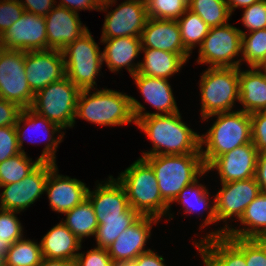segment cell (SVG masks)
<instances>
[{"mask_svg":"<svg viewBox=\"0 0 266 266\" xmlns=\"http://www.w3.org/2000/svg\"><path fill=\"white\" fill-rule=\"evenodd\" d=\"M141 215L132 209L124 219H104L102 220L96 230L95 239L96 247L107 249L116 241L118 236L128 227L132 226Z\"/></svg>","mask_w":266,"mask_h":266,"instance_id":"35","label":"cell"},{"mask_svg":"<svg viewBox=\"0 0 266 266\" xmlns=\"http://www.w3.org/2000/svg\"><path fill=\"white\" fill-rule=\"evenodd\" d=\"M258 151L252 142L238 146L232 151L218 156L206 171L217 172L220 183L247 180L255 177Z\"/></svg>","mask_w":266,"mask_h":266,"instance_id":"20","label":"cell"},{"mask_svg":"<svg viewBox=\"0 0 266 266\" xmlns=\"http://www.w3.org/2000/svg\"><path fill=\"white\" fill-rule=\"evenodd\" d=\"M15 130L17 134L18 147L23 153H27L24 150L25 148H23V144L24 141L28 139V137H31L29 131L33 133H31L32 135H36V132H38V134L41 132V135L46 134V146L43 148L41 155L38 158L42 162H53L56 164V151H58V146L61 142H63V137L66 133L62 131L63 129H61L57 124L47 120L45 117L38 115L30 108H26L21 110L15 124ZM36 136L39 137L38 135ZM35 139L37 138L35 137ZM43 139L44 138H42L41 142H45V140ZM35 141L36 140H34V137H31V140H28L27 142L37 144L38 141Z\"/></svg>","mask_w":266,"mask_h":266,"instance_id":"13","label":"cell"},{"mask_svg":"<svg viewBox=\"0 0 266 266\" xmlns=\"http://www.w3.org/2000/svg\"><path fill=\"white\" fill-rule=\"evenodd\" d=\"M161 220L152 216H141L132 226L123 231L116 241L107 248L116 266L130 265L140 254L150 251L145 249L151 239L152 226Z\"/></svg>","mask_w":266,"mask_h":266,"instance_id":"17","label":"cell"},{"mask_svg":"<svg viewBox=\"0 0 266 266\" xmlns=\"http://www.w3.org/2000/svg\"><path fill=\"white\" fill-rule=\"evenodd\" d=\"M41 162L38 157L35 161H32V158L23 152L0 162V186L18 183L29 175Z\"/></svg>","mask_w":266,"mask_h":266,"instance_id":"34","label":"cell"},{"mask_svg":"<svg viewBox=\"0 0 266 266\" xmlns=\"http://www.w3.org/2000/svg\"><path fill=\"white\" fill-rule=\"evenodd\" d=\"M37 266H75V261L42 258Z\"/></svg>","mask_w":266,"mask_h":266,"instance_id":"52","label":"cell"},{"mask_svg":"<svg viewBox=\"0 0 266 266\" xmlns=\"http://www.w3.org/2000/svg\"><path fill=\"white\" fill-rule=\"evenodd\" d=\"M242 24L247 31L266 28V0H259L251 6L243 8Z\"/></svg>","mask_w":266,"mask_h":266,"instance_id":"41","label":"cell"},{"mask_svg":"<svg viewBox=\"0 0 266 266\" xmlns=\"http://www.w3.org/2000/svg\"><path fill=\"white\" fill-rule=\"evenodd\" d=\"M0 47L25 52L47 50L45 17L24 12L20 19L0 36Z\"/></svg>","mask_w":266,"mask_h":266,"instance_id":"16","label":"cell"},{"mask_svg":"<svg viewBox=\"0 0 266 266\" xmlns=\"http://www.w3.org/2000/svg\"><path fill=\"white\" fill-rule=\"evenodd\" d=\"M79 13L56 5L46 16L47 49L63 50L89 29Z\"/></svg>","mask_w":266,"mask_h":266,"instance_id":"22","label":"cell"},{"mask_svg":"<svg viewBox=\"0 0 266 266\" xmlns=\"http://www.w3.org/2000/svg\"><path fill=\"white\" fill-rule=\"evenodd\" d=\"M117 0H103L99 11L107 12L102 27L101 39L140 37L148 20L145 0H124L108 11Z\"/></svg>","mask_w":266,"mask_h":266,"instance_id":"11","label":"cell"},{"mask_svg":"<svg viewBox=\"0 0 266 266\" xmlns=\"http://www.w3.org/2000/svg\"><path fill=\"white\" fill-rule=\"evenodd\" d=\"M80 91L65 76L36 92L30 109L63 130L71 129L76 124V106Z\"/></svg>","mask_w":266,"mask_h":266,"instance_id":"7","label":"cell"},{"mask_svg":"<svg viewBox=\"0 0 266 266\" xmlns=\"http://www.w3.org/2000/svg\"><path fill=\"white\" fill-rule=\"evenodd\" d=\"M140 38L142 48L159 49L177 54H190L184 48L176 20L148 18Z\"/></svg>","mask_w":266,"mask_h":266,"instance_id":"24","label":"cell"},{"mask_svg":"<svg viewBox=\"0 0 266 266\" xmlns=\"http://www.w3.org/2000/svg\"><path fill=\"white\" fill-rule=\"evenodd\" d=\"M184 48L192 54L200 47L210 27L194 12L187 9L177 20Z\"/></svg>","mask_w":266,"mask_h":266,"instance_id":"32","label":"cell"},{"mask_svg":"<svg viewBox=\"0 0 266 266\" xmlns=\"http://www.w3.org/2000/svg\"><path fill=\"white\" fill-rule=\"evenodd\" d=\"M82 252L78 253L75 266H116L107 249L95 246L93 249Z\"/></svg>","mask_w":266,"mask_h":266,"instance_id":"42","label":"cell"},{"mask_svg":"<svg viewBox=\"0 0 266 266\" xmlns=\"http://www.w3.org/2000/svg\"><path fill=\"white\" fill-rule=\"evenodd\" d=\"M117 180L126 190L129 206L141 216H152L162 220L169 211V205L162 199L153 168L139 157Z\"/></svg>","mask_w":266,"mask_h":266,"instance_id":"5","label":"cell"},{"mask_svg":"<svg viewBox=\"0 0 266 266\" xmlns=\"http://www.w3.org/2000/svg\"><path fill=\"white\" fill-rule=\"evenodd\" d=\"M165 259L162 255H159L153 250L140 254L130 265L128 266H167Z\"/></svg>","mask_w":266,"mask_h":266,"instance_id":"49","label":"cell"},{"mask_svg":"<svg viewBox=\"0 0 266 266\" xmlns=\"http://www.w3.org/2000/svg\"><path fill=\"white\" fill-rule=\"evenodd\" d=\"M0 266H6V259L3 256H0Z\"/></svg>","mask_w":266,"mask_h":266,"instance_id":"54","label":"cell"},{"mask_svg":"<svg viewBox=\"0 0 266 266\" xmlns=\"http://www.w3.org/2000/svg\"><path fill=\"white\" fill-rule=\"evenodd\" d=\"M97 182L94 190L89 187L87 198L92 203L98 223L104 219H124L132 208L123 185L112 175Z\"/></svg>","mask_w":266,"mask_h":266,"instance_id":"19","label":"cell"},{"mask_svg":"<svg viewBox=\"0 0 266 266\" xmlns=\"http://www.w3.org/2000/svg\"><path fill=\"white\" fill-rule=\"evenodd\" d=\"M255 179L260 186L261 192L266 193V152H259Z\"/></svg>","mask_w":266,"mask_h":266,"instance_id":"50","label":"cell"},{"mask_svg":"<svg viewBox=\"0 0 266 266\" xmlns=\"http://www.w3.org/2000/svg\"><path fill=\"white\" fill-rule=\"evenodd\" d=\"M239 103L248 114L266 111V80L257 67L239 68Z\"/></svg>","mask_w":266,"mask_h":266,"instance_id":"29","label":"cell"},{"mask_svg":"<svg viewBox=\"0 0 266 266\" xmlns=\"http://www.w3.org/2000/svg\"><path fill=\"white\" fill-rule=\"evenodd\" d=\"M62 51L66 76L80 90L95 89L103 65L102 51L90 30ZM95 86V87H94Z\"/></svg>","mask_w":266,"mask_h":266,"instance_id":"8","label":"cell"},{"mask_svg":"<svg viewBox=\"0 0 266 266\" xmlns=\"http://www.w3.org/2000/svg\"><path fill=\"white\" fill-rule=\"evenodd\" d=\"M220 185L222 186L221 189L212 197L215 204L216 223L221 221L225 223L221 228L218 227L214 231L209 230V233H205V236H202L203 238L200 237V239L194 240V244L201 239L225 236L232 227L229 223L234 218L238 222L246 207L261 193L255 177L247 180L221 183ZM230 220L231 222H229Z\"/></svg>","mask_w":266,"mask_h":266,"instance_id":"9","label":"cell"},{"mask_svg":"<svg viewBox=\"0 0 266 266\" xmlns=\"http://www.w3.org/2000/svg\"><path fill=\"white\" fill-rule=\"evenodd\" d=\"M25 74L34 94L47 85L63 79L66 71L62 51L56 49L26 51Z\"/></svg>","mask_w":266,"mask_h":266,"instance_id":"18","label":"cell"},{"mask_svg":"<svg viewBox=\"0 0 266 266\" xmlns=\"http://www.w3.org/2000/svg\"><path fill=\"white\" fill-rule=\"evenodd\" d=\"M199 82L202 119L235 111L239 102V68L208 67L201 73Z\"/></svg>","mask_w":266,"mask_h":266,"instance_id":"6","label":"cell"},{"mask_svg":"<svg viewBox=\"0 0 266 266\" xmlns=\"http://www.w3.org/2000/svg\"><path fill=\"white\" fill-rule=\"evenodd\" d=\"M153 168L162 199L169 205L167 221L174 218L171 204L177 195L205 171L201 153L143 157Z\"/></svg>","mask_w":266,"mask_h":266,"instance_id":"3","label":"cell"},{"mask_svg":"<svg viewBox=\"0 0 266 266\" xmlns=\"http://www.w3.org/2000/svg\"><path fill=\"white\" fill-rule=\"evenodd\" d=\"M206 173L208 174V172L205 171L195 182L186 186L172 202H177L178 204L182 205L185 215L197 213L202 217L204 211H207L206 217L201 221L202 223L201 226H199V230H202V228H205L206 226H210V224L214 225L216 223L214 199H212L213 201L210 200V196L212 195L209 193V189L206 188L207 186H205V184L203 185L199 183V179L203 178L202 176H204Z\"/></svg>","mask_w":266,"mask_h":266,"instance_id":"28","label":"cell"},{"mask_svg":"<svg viewBox=\"0 0 266 266\" xmlns=\"http://www.w3.org/2000/svg\"><path fill=\"white\" fill-rule=\"evenodd\" d=\"M213 117L216 120L211 127L200 135V151L206 168L218 156L252 142L251 118L247 112L237 109L213 114L202 120L207 122Z\"/></svg>","mask_w":266,"mask_h":266,"instance_id":"2","label":"cell"},{"mask_svg":"<svg viewBox=\"0 0 266 266\" xmlns=\"http://www.w3.org/2000/svg\"><path fill=\"white\" fill-rule=\"evenodd\" d=\"M259 0H226L229 11L231 14L236 10V8H245L251 6Z\"/></svg>","mask_w":266,"mask_h":266,"instance_id":"51","label":"cell"},{"mask_svg":"<svg viewBox=\"0 0 266 266\" xmlns=\"http://www.w3.org/2000/svg\"><path fill=\"white\" fill-rule=\"evenodd\" d=\"M58 173V166L55 164L47 178L45 194L52 211L64 214L87 198L89 187L81 180Z\"/></svg>","mask_w":266,"mask_h":266,"instance_id":"21","label":"cell"},{"mask_svg":"<svg viewBox=\"0 0 266 266\" xmlns=\"http://www.w3.org/2000/svg\"><path fill=\"white\" fill-rule=\"evenodd\" d=\"M43 258L75 261L82 242L60 221L40 240Z\"/></svg>","mask_w":266,"mask_h":266,"instance_id":"26","label":"cell"},{"mask_svg":"<svg viewBox=\"0 0 266 266\" xmlns=\"http://www.w3.org/2000/svg\"><path fill=\"white\" fill-rule=\"evenodd\" d=\"M53 162H41L29 175L18 183L1 185L0 209L22 212L27 210L42 194Z\"/></svg>","mask_w":266,"mask_h":266,"instance_id":"14","label":"cell"},{"mask_svg":"<svg viewBox=\"0 0 266 266\" xmlns=\"http://www.w3.org/2000/svg\"><path fill=\"white\" fill-rule=\"evenodd\" d=\"M257 68L260 70L266 80V62L259 64Z\"/></svg>","mask_w":266,"mask_h":266,"instance_id":"53","label":"cell"},{"mask_svg":"<svg viewBox=\"0 0 266 266\" xmlns=\"http://www.w3.org/2000/svg\"><path fill=\"white\" fill-rule=\"evenodd\" d=\"M131 77L140 90L145 103L147 102L157 110L155 112L146 111V107L131 96V106L135 120L150 115H170L180 112L169 79L148 77L140 73H136Z\"/></svg>","mask_w":266,"mask_h":266,"instance_id":"15","label":"cell"},{"mask_svg":"<svg viewBox=\"0 0 266 266\" xmlns=\"http://www.w3.org/2000/svg\"><path fill=\"white\" fill-rule=\"evenodd\" d=\"M149 18L177 20L188 9V0H145Z\"/></svg>","mask_w":266,"mask_h":266,"instance_id":"39","label":"cell"},{"mask_svg":"<svg viewBox=\"0 0 266 266\" xmlns=\"http://www.w3.org/2000/svg\"><path fill=\"white\" fill-rule=\"evenodd\" d=\"M62 223L82 242L85 238L95 236L99 225L92 203L86 198L82 203L64 213Z\"/></svg>","mask_w":266,"mask_h":266,"instance_id":"31","label":"cell"},{"mask_svg":"<svg viewBox=\"0 0 266 266\" xmlns=\"http://www.w3.org/2000/svg\"><path fill=\"white\" fill-rule=\"evenodd\" d=\"M144 53L137 73L148 77L169 79L181 71L191 54H177L159 49L142 48Z\"/></svg>","mask_w":266,"mask_h":266,"instance_id":"27","label":"cell"},{"mask_svg":"<svg viewBox=\"0 0 266 266\" xmlns=\"http://www.w3.org/2000/svg\"><path fill=\"white\" fill-rule=\"evenodd\" d=\"M21 110L17 104L0 98V127L15 126Z\"/></svg>","mask_w":266,"mask_h":266,"instance_id":"46","label":"cell"},{"mask_svg":"<svg viewBox=\"0 0 266 266\" xmlns=\"http://www.w3.org/2000/svg\"><path fill=\"white\" fill-rule=\"evenodd\" d=\"M21 153L15 126L0 127V162Z\"/></svg>","mask_w":266,"mask_h":266,"instance_id":"44","label":"cell"},{"mask_svg":"<svg viewBox=\"0 0 266 266\" xmlns=\"http://www.w3.org/2000/svg\"><path fill=\"white\" fill-rule=\"evenodd\" d=\"M18 0H0V36L24 13Z\"/></svg>","mask_w":266,"mask_h":266,"instance_id":"43","label":"cell"},{"mask_svg":"<svg viewBox=\"0 0 266 266\" xmlns=\"http://www.w3.org/2000/svg\"><path fill=\"white\" fill-rule=\"evenodd\" d=\"M181 113L150 115L137 118L136 126L146 134L152 148L142 152L141 158L153 155H181L201 153V134L183 122Z\"/></svg>","mask_w":266,"mask_h":266,"instance_id":"1","label":"cell"},{"mask_svg":"<svg viewBox=\"0 0 266 266\" xmlns=\"http://www.w3.org/2000/svg\"><path fill=\"white\" fill-rule=\"evenodd\" d=\"M94 90L80 91L75 118L104 127L136 124L130 95L108 88Z\"/></svg>","mask_w":266,"mask_h":266,"instance_id":"4","label":"cell"},{"mask_svg":"<svg viewBox=\"0 0 266 266\" xmlns=\"http://www.w3.org/2000/svg\"><path fill=\"white\" fill-rule=\"evenodd\" d=\"M100 4L101 0H59L57 5L78 13L81 10L99 11Z\"/></svg>","mask_w":266,"mask_h":266,"instance_id":"48","label":"cell"},{"mask_svg":"<svg viewBox=\"0 0 266 266\" xmlns=\"http://www.w3.org/2000/svg\"><path fill=\"white\" fill-rule=\"evenodd\" d=\"M16 214L20 212L0 209V256L5 259L11 245L24 237L23 225Z\"/></svg>","mask_w":266,"mask_h":266,"instance_id":"38","label":"cell"},{"mask_svg":"<svg viewBox=\"0 0 266 266\" xmlns=\"http://www.w3.org/2000/svg\"><path fill=\"white\" fill-rule=\"evenodd\" d=\"M42 258L40 242L24 236L11 245L6 256V266H37Z\"/></svg>","mask_w":266,"mask_h":266,"instance_id":"36","label":"cell"},{"mask_svg":"<svg viewBox=\"0 0 266 266\" xmlns=\"http://www.w3.org/2000/svg\"><path fill=\"white\" fill-rule=\"evenodd\" d=\"M0 98L30 108L34 93L25 74V51L0 47Z\"/></svg>","mask_w":266,"mask_h":266,"instance_id":"12","label":"cell"},{"mask_svg":"<svg viewBox=\"0 0 266 266\" xmlns=\"http://www.w3.org/2000/svg\"><path fill=\"white\" fill-rule=\"evenodd\" d=\"M24 11L39 16H46L58 3L56 0H18Z\"/></svg>","mask_w":266,"mask_h":266,"instance_id":"47","label":"cell"},{"mask_svg":"<svg viewBox=\"0 0 266 266\" xmlns=\"http://www.w3.org/2000/svg\"><path fill=\"white\" fill-rule=\"evenodd\" d=\"M230 23L212 27L199 47L197 64L215 68L242 66V33ZM239 58V59H238Z\"/></svg>","mask_w":266,"mask_h":266,"instance_id":"10","label":"cell"},{"mask_svg":"<svg viewBox=\"0 0 266 266\" xmlns=\"http://www.w3.org/2000/svg\"><path fill=\"white\" fill-rule=\"evenodd\" d=\"M188 9L210 28L228 24L232 16L226 0H188Z\"/></svg>","mask_w":266,"mask_h":266,"instance_id":"33","label":"cell"},{"mask_svg":"<svg viewBox=\"0 0 266 266\" xmlns=\"http://www.w3.org/2000/svg\"><path fill=\"white\" fill-rule=\"evenodd\" d=\"M100 43L106 45L102 51L103 63L113 73H118L123 68L131 76L138 71L140 61L135 63V59L142 53L140 37L126 36L110 39H101Z\"/></svg>","mask_w":266,"mask_h":266,"instance_id":"23","label":"cell"},{"mask_svg":"<svg viewBox=\"0 0 266 266\" xmlns=\"http://www.w3.org/2000/svg\"><path fill=\"white\" fill-rule=\"evenodd\" d=\"M242 33V61L248 67H257L266 62V28Z\"/></svg>","mask_w":266,"mask_h":266,"instance_id":"37","label":"cell"},{"mask_svg":"<svg viewBox=\"0 0 266 266\" xmlns=\"http://www.w3.org/2000/svg\"><path fill=\"white\" fill-rule=\"evenodd\" d=\"M252 143L258 152H266V111L250 114Z\"/></svg>","mask_w":266,"mask_h":266,"instance_id":"45","label":"cell"},{"mask_svg":"<svg viewBox=\"0 0 266 266\" xmlns=\"http://www.w3.org/2000/svg\"><path fill=\"white\" fill-rule=\"evenodd\" d=\"M227 238L245 255L247 266H266V239Z\"/></svg>","mask_w":266,"mask_h":266,"instance_id":"40","label":"cell"},{"mask_svg":"<svg viewBox=\"0 0 266 266\" xmlns=\"http://www.w3.org/2000/svg\"><path fill=\"white\" fill-rule=\"evenodd\" d=\"M194 245L204 266H247L245 255L226 236L201 239Z\"/></svg>","mask_w":266,"mask_h":266,"instance_id":"25","label":"cell"},{"mask_svg":"<svg viewBox=\"0 0 266 266\" xmlns=\"http://www.w3.org/2000/svg\"><path fill=\"white\" fill-rule=\"evenodd\" d=\"M239 227H232L226 237L266 239V193L261 192L245 209ZM242 226V227H240Z\"/></svg>","mask_w":266,"mask_h":266,"instance_id":"30","label":"cell"}]
</instances>
